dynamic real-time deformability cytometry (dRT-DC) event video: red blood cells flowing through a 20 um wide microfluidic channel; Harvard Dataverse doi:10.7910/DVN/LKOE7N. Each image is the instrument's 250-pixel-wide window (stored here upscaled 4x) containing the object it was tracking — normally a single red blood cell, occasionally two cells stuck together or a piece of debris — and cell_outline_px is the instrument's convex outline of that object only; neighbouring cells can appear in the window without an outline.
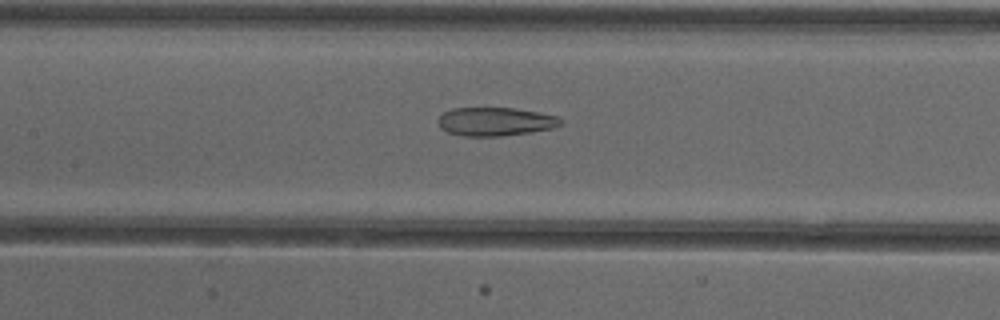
{"species": "common noctule bat (a hibernating species)", "species_latin": "Nyctalus noctula", "temperature_condition": "cold", "stored_images_in_passage": 52, "camera_frame_rate_fps": 3000, "um_per_image_px": 0.085, "animal": {"sex": "female"}, "frame": {"image": 1, "passage_image": 24, "time_ms": 7.667, "image_size_px": [1000, 320], "cell_outline_px": [[564, 124], [552, 128], [528, 132], [500, 136], [464, 136], [448, 132], [440, 128], [436, 120], [444, 112], [452, 108], [516, 108], [556, 116], [564, 120]], "centroid_in_image_um": [42.09, 10.33], "position_along_channel_um": 165.3, "area_um2": 20.35}}
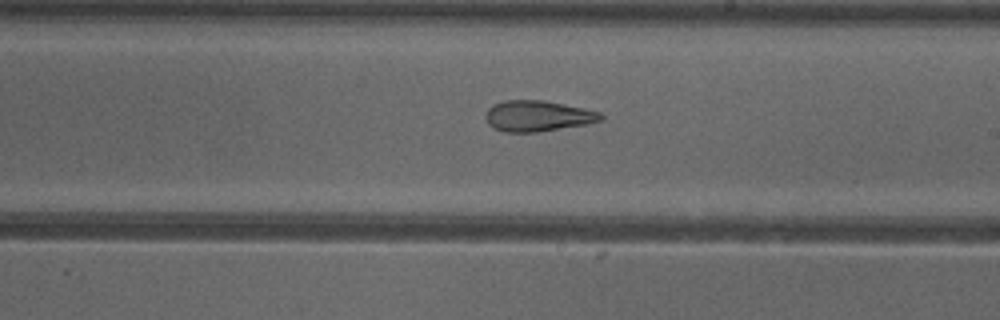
{"frame": {"image": 2, "passage_image": 30, "time_ms": 9.667, "image_size_px": [1000, 320], "cell_outline_px": [[604, 120], [584, 124], [536, 132], [504, 132], [492, 128], [488, 124], [484, 116], [488, 108], [504, 100], [544, 100], [584, 108], [600, 112], [604, 116]], "centroid_in_image_um": [45.68, 9.85], "position_along_channel_um": 243.3, "area_um2": 20.69}}
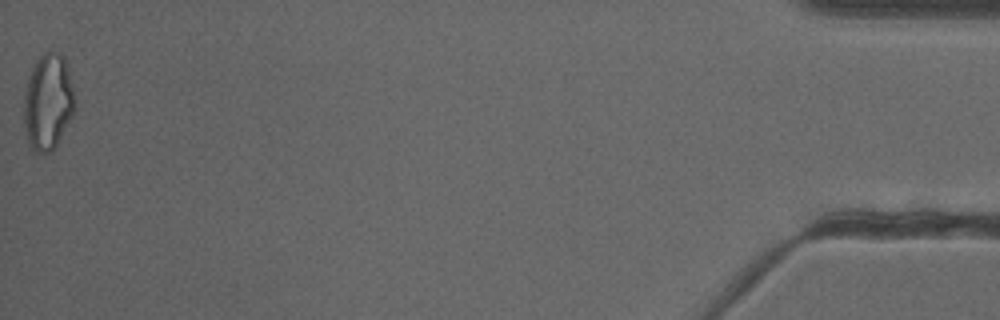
{"frame": {"image": 3, "passage_image": 52, "time_ms": 17.0, "image_size_px": [1000, 320], "cell_outline_px": [[76, 108], [72, 116], [52, 152], [36, 152], [28, 148], [24, 124], [24, 96], [28, 80], [36, 60], [44, 52], [56, 48], [64, 56], [72, 88]], "centroid_in_image_um": [4.07, 8.66], "position_along_channel_um": 431.1, "area_um2": 28.61}, "authors_computed_cell_mechanics": {"area_um2": 25.3742, "velocity_mm_per_s": 3.9175, "shape_relaxation_time_tau1_ms": null, "shape_relaxation_time_tau2_ms": 3.2317, "deformation_change_tau1": null, "deformation_change_tau2": 0.139}}